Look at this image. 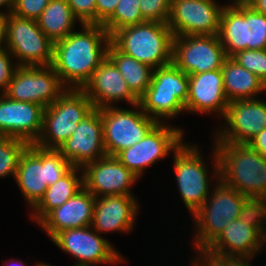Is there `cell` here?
Here are the masks:
<instances>
[{
	"label": "cell",
	"mask_w": 266,
	"mask_h": 266,
	"mask_svg": "<svg viewBox=\"0 0 266 266\" xmlns=\"http://www.w3.org/2000/svg\"><path fill=\"white\" fill-rule=\"evenodd\" d=\"M94 109L82 89L67 88L52 105L44 109L42 133L35 144L45 149H59L78 123Z\"/></svg>",
	"instance_id": "obj_7"
},
{
	"label": "cell",
	"mask_w": 266,
	"mask_h": 266,
	"mask_svg": "<svg viewBox=\"0 0 266 266\" xmlns=\"http://www.w3.org/2000/svg\"><path fill=\"white\" fill-rule=\"evenodd\" d=\"M198 146L184 142L173 153L174 174L185 207L193 215L210 196V176ZM209 176V177H208Z\"/></svg>",
	"instance_id": "obj_12"
},
{
	"label": "cell",
	"mask_w": 266,
	"mask_h": 266,
	"mask_svg": "<svg viewBox=\"0 0 266 266\" xmlns=\"http://www.w3.org/2000/svg\"><path fill=\"white\" fill-rule=\"evenodd\" d=\"M226 58L218 35L173 37L172 62L188 75L221 69Z\"/></svg>",
	"instance_id": "obj_16"
},
{
	"label": "cell",
	"mask_w": 266,
	"mask_h": 266,
	"mask_svg": "<svg viewBox=\"0 0 266 266\" xmlns=\"http://www.w3.org/2000/svg\"><path fill=\"white\" fill-rule=\"evenodd\" d=\"M263 90L266 91V80H265V82L263 83Z\"/></svg>",
	"instance_id": "obj_47"
},
{
	"label": "cell",
	"mask_w": 266,
	"mask_h": 266,
	"mask_svg": "<svg viewBox=\"0 0 266 266\" xmlns=\"http://www.w3.org/2000/svg\"><path fill=\"white\" fill-rule=\"evenodd\" d=\"M96 197L83 188L62 206L50 211L39 223L52 239L66 229L91 226Z\"/></svg>",
	"instance_id": "obj_25"
},
{
	"label": "cell",
	"mask_w": 266,
	"mask_h": 266,
	"mask_svg": "<svg viewBox=\"0 0 266 266\" xmlns=\"http://www.w3.org/2000/svg\"><path fill=\"white\" fill-rule=\"evenodd\" d=\"M35 266H52V265L46 264L45 262L44 263L37 262V264L35 263Z\"/></svg>",
	"instance_id": "obj_46"
},
{
	"label": "cell",
	"mask_w": 266,
	"mask_h": 266,
	"mask_svg": "<svg viewBox=\"0 0 266 266\" xmlns=\"http://www.w3.org/2000/svg\"><path fill=\"white\" fill-rule=\"evenodd\" d=\"M220 266H252L249 260L253 258L224 256L218 253H208Z\"/></svg>",
	"instance_id": "obj_38"
},
{
	"label": "cell",
	"mask_w": 266,
	"mask_h": 266,
	"mask_svg": "<svg viewBox=\"0 0 266 266\" xmlns=\"http://www.w3.org/2000/svg\"><path fill=\"white\" fill-rule=\"evenodd\" d=\"M10 260H11V262H10L11 264L7 261L8 265H6V263H5V265H3V266H10V265L13 266L14 264H15V265L17 264L16 266H18V264H19L20 266H26L23 262H21V261H17V259H16V261H14V262H15L14 264L12 263V261H13L12 258H11ZM16 262H17V263H16ZM12 264H13V265H12ZM33 266H35V265H33Z\"/></svg>",
	"instance_id": "obj_45"
},
{
	"label": "cell",
	"mask_w": 266,
	"mask_h": 266,
	"mask_svg": "<svg viewBox=\"0 0 266 266\" xmlns=\"http://www.w3.org/2000/svg\"><path fill=\"white\" fill-rule=\"evenodd\" d=\"M170 124L158 123L140 142L115 157L138 178L143 171L158 160L176 152L184 143V130Z\"/></svg>",
	"instance_id": "obj_13"
},
{
	"label": "cell",
	"mask_w": 266,
	"mask_h": 266,
	"mask_svg": "<svg viewBox=\"0 0 266 266\" xmlns=\"http://www.w3.org/2000/svg\"><path fill=\"white\" fill-rule=\"evenodd\" d=\"M51 0H14L12 12L14 15L37 20Z\"/></svg>",
	"instance_id": "obj_34"
},
{
	"label": "cell",
	"mask_w": 266,
	"mask_h": 266,
	"mask_svg": "<svg viewBox=\"0 0 266 266\" xmlns=\"http://www.w3.org/2000/svg\"><path fill=\"white\" fill-rule=\"evenodd\" d=\"M248 144L255 149L258 153L266 156V128H264L260 133L254 136Z\"/></svg>",
	"instance_id": "obj_39"
},
{
	"label": "cell",
	"mask_w": 266,
	"mask_h": 266,
	"mask_svg": "<svg viewBox=\"0 0 266 266\" xmlns=\"http://www.w3.org/2000/svg\"><path fill=\"white\" fill-rule=\"evenodd\" d=\"M79 24H96V0H66Z\"/></svg>",
	"instance_id": "obj_35"
},
{
	"label": "cell",
	"mask_w": 266,
	"mask_h": 266,
	"mask_svg": "<svg viewBox=\"0 0 266 266\" xmlns=\"http://www.w3.org/2000/svg\"><path fill=\"white\" fill-rule=\"evenodd\" d=\"M0 136L13 137L35 144L43 128L44 107L15 101L0 93Z\"/></svg>",
	"instance_id": "obj_21"
},
{
	"label": "cell",
	"mask_w": 266,
	"mask_h": 266,
	"mask_svg": "<svg viewBox=\"0 0 266 266\" xmlns=\"http://www.w3.org/2000/svg\"><path fill=\"white\" fill-rule=\"evenodd\" d=\"M53 44L39 28L37 20L8 14L5 48L18 66L52 65Z\"/></svg>",
	"instance_id": "obj_10"
},
{
	"label": "cell",
	"mask_w": 266,
	"mask_h": 266,
	"mask_svg": "<svg viewBox=\"0 0 266 266\" xmlns=\"http://www.w3.org/2000/svg\"><path fill=\"white\" fill-rule=\"evenodd\" d=\"M230 5L248 4L251 0H231Z\"/></svg>",
	"instance_id": "obj_44"
},
{
	"label": "cell",
	"mask_w": 266,
	"mask_h": 266,
	"mask_svg": "<svg viewBox=\"0 0 266 266\" xmlns=\"http://www.w3.org/2000/svg\"><path fill=\"white\" fill-rule=\"evenodd\" d=\"M211 174L216 181L212 194L205 203L192 215L196 228L193 246L196 250H205L218 235L235 219L245 215L255 204L238 190L219 180L218 159L215 147L212 148Z\"/></svg>",
	"instance_id": "obj_2"
},
{
	"label": "cell",
	"mask_w": 266,
	"mask_h": 266,
	"mask_svg": "<svg viewBox=\"0 0 266 266\" xmlns=\"http://www.w3.org/2000/svg\"><path fill=\"white\" fill-rule=\"evenodd\" d=\"M224 6L215 0H171L167 25L173 37L218 35Z\"/></svg>",
	"instance_id": "obj_17"
},
{
	"label": "cell",
	"mask_w": 266,
	"mask_h": 266,
	"mask_svg": "<svg viewBox=\"0 0 266 266\" xmlns=\"http://www.w3.org/2000/svg\"><path fill=\"white\" fill-rule=\"evenodd\" d=\"M120 0H96V24H103L115 11Z\"/></svg>",
	"instance_id": "obj_37"
},
{
	"label": "cell",
	"mask_w": 266,
	"mask_h": 266,
	"mask_svg": "<svg viewBox=\"0 0 266 266\" xmlns=\"http://www.w3.org/2000/svg\"><path fill=\"white\" fill-rule=\"evenodd\" d=\"M107 57L115 64L131 92L140 99L151 83L153 68L120 52L112 43L108 47Z\"/></svg>",
	"instance_id": "obj_28"
},
{
	"label": "cell",
	"mask_w": 266,
	"mask_h": 266,
	"mask_svg": "<svg viewBox=\"0 0 266 266\" xmlns=\"http://www.w3.org/2000/svg\"><path fill=\"white\" fill-rule=\"evenodd\" d=\"M222 118L225 125L214 133L215 139L234 144H248L266 128V101L257 97L230 102Z\"/></svg>",
	"instance_id": "obj_18"
},
{
	"label": "cell",
	"mask_w": 266,
	"mask_h": 266,
	"mask_svg": "<svg viewBox=\"0 0 266 266\" xmlns=\"http://www.w3.org/2000/svg\"><path fill=\"white\" fill-rule=\"evenodd\" d=\"M219 39L227 57L247 49H266V16L248 4L224 6Z\"/></svg>",
	"instance_id": "obj_8"
},
{
	"label": "cell",
	"mask_w": 266,
	"mask_h": 266,
	"mask_svg": "<svg viewBox=\"0 0 266 266\" xmlns=\"http://www.w3.org/2000/svg\"><path fill=\"white\" fill-rule=\"evenodd\" d=\"M8 14L0 12V50L5 48V38H6V20Z\"/></svg>",
	"instance_id": "obj_41"
},
{
	"label": "cell",
	"mask_w": 266,
	"mask_h": 266,
	"mask_svg": "<svg viewBox=\"0 0 266 266\" xmlns=\"http://www.w3.org/2000/svg\"><path fill=\"white\" fill-rule=\"evenodd\" d=\"M171 0H140V10L145 21L167 23Z\"/></svg>",
	"instance_id": "obj_33"
},
{
	"label": "cell",
	"mask_w": 266,
	"mask_h": 266,
	"mask_svg": "<svg viewBox=\"0 0 266 266\" xmlns=\"http://www.w3.org/2000/svg\"><path fill=\"white\" fill-rule=\"evenodd\" d=\"M239 65L255 74L263 83L266 80V49H247L231 57Z\"/></svg>",
	"instance_id": "obj_32"
},
{
	"label": "cell",
	"mask_w": 266,
	"mask_h": 266,
	"mask_svg": "<svg viewBox=\"0 0 266 266\" xmlns=\"http://www.w3.org/2000/svg\"><path fill=\"white\" fill-rule=\"evenodd\" d=\"M13 5H14V0H0V12H2L1 8L6 9V14H9L12 12L13 9Z\"/></svg>",
	"instance_id": "obj_43"
},
{
	"label": "cell",
	"mask_w": 266,
	"mask_h": 266,
	"mask_svg": "<svg viewBox=\"0 0 266 266\" xmlns=\"http://www.w3.org/2000/svg\"><path fill=\"white\" fill-rule=\"evenodd\" d=\"M197 257L191 261L192 266H220L205 250H196ZM190 265V266H191Z\"/></svg>",
	"instance_id": "obj_40"
},
{
	"label": "cell",
	"mask_w": 266,
	"mask_h": 266,
	"mask_svg": "<svg viewBox=\"0 0 266 266\" xmlns=\"http://www.w3.org/2000/svg\"><path fill=\"white\" fill-rule=\"evenodd\" d=\"M224 91L230 102L255 99L263 90V82L252 72L243 68L231 57L222 65Z\"/></svg>",
	"instance_id": "obj_27"
},
{
	"label": "cell",
	"mask_w": 266,
	"mask_h": 266,
	"mask_svg": "<svg viewBox=\"0 0 266 266\" xmlns=\"http://www.w3.org/2000/svg\"><path fill=\"white\" fill-rule=\"evenodd\" d=\"M53 44L52 67L66 88L82 89L107 58L111 38L101 24H81Z\"/></svg>",
	"instance_id": "obj_1"
},
{
	"label": "cell",
	"mask_w": 266,
	"mask_h": 266,
	"mask_svg": "<svg viewBox=\"0 0 266 266\" xmlns=\"http://www.w3.org/2000/svg\"><path fill=\"white\" fill-rule=\"evenodd\" d=\"M265 241L266 206L255 204L245 215L232 221L205 251L253 258L256 253L264 250Z\"/></svg>",
	"instance_id": "obj_9"
},
{
	"label": "cell",
	"mask_w": 266,
	"mask_h": 266,
	"mask_svg": "<svg viewBox=\"0 0 266 266\" xmlns=\"http://www.w3.org/2000/svg\"><path fill=\"white\" fill-rule=\"evenodd\" d=\"M79 172H81V175L78 174ZM83 188L82 168L73 167L56 183L47 187L44 196L31 209V219L38 224L50 211L62 206L69 198L75 196Z\"/></svg>",
	"instance_id": "obj_26"
},
{
	"label": "cell",
	"mask_w": 266,
	"mask_h": 266,
	"mask_svg": "<svg viewBox=\"0 0 266 266\" xmlns=\"http://www.w3.org/2000/svg\"><path fill=\"white\" fill-rule=\"evenodd\" d=\"M212 146L218 159L219 180L247 196L254 204L266 206V156L249 144L214 138Z\"/></svg>",
	"instance_id": "obj_3"
},
{
	"label": "cell",
	"mask_w": 266,
	"mask_h": 266,
	"mask_svg": "<svg viewBox=\"0 0 266 266\" xmlns=\"http://www.w3.org/2000/svg\"><path fill=\"white\" fill-rule=\"evenodd\" d=\"M132 107V110L118 106L100 109L107 156L115 157L120 151L140 142L158 124L142 111L139 104Z\"/></svg>",
	"instance_id": "obj_11"
},
{
	"label": "cell",
	"mask_w": 266,
	"mask_h": 266,
	"mask_svg": "<svg viewBox=\"0 0 266 266\" xmlns=\"http://www.w3.org/2000/svg\"><path fill=\"white\" fill-rule=\"evenodd\" d=\"M111 43L153 69L172 62L173 34L167 23L145 21L117 30Z\"/></svg>",
	"instance_id": "obj_5"
},
{
	"label": "cell",
	"mask_w": 266,
	"mask_h": 266,
	"mask_svg": "<svg viewBox=\"0 0 266 266\" xmlns=\"http://www.w3.org/2000/svg\"><path fill=\"white\" fill-rule=\"evenodd\" d=\"M84 188L96 198L133 195L138 178L114 156H105L82 167ZM100 195V196H99Z\"/></svg>",
	"instance_id": "obj_19"
},
{
	"label": "cell",
	"mask_w": 266,
	"mask_h": 266,
	"mask_svg": "<svg viewBox=\"0 0 266 266\" xmlns=\"http://www.w3.org/2000/svg\"><path fill=\"white\" fill-rule=\"evenodd\" d=\"M189 94L185 109L189 113L208 114L217 112L224 116L229 100L224 91L221 69L188 75Z\"/></svg>",
	"instance_id": "obj_23"
},
{
	"label": "cell",
	"mask_w": 266,
	"mask_h": 266,
	"mask_svg": "<svg viewBox=\"0 0 266 266\" xmlns=\"http://www.w3.org/2000/svg\"><path fill=\"white\" fill-rule=\"evenodd\" d=\"M77 18L66 0H51L37 19L39 28L54 43L73 32Z\"/></svg>",
	"instance_id": "obj_29"
},
{
	"label": "cell",
	"mask_w": 266,
	"mask_h": 266,
	"mask_svg": "<svg viewBox=\"0 0 266 266\" xmlns=\"http://www.w3.org/2000/svg\"><path fill=\"white\" fill-rule=\"evenodd\" d=\"M255 11L266 16V0H251L248 3Z\"/></svg>",
	"instance_id": "obj_42"
},
{
	"label": "cell",
	"mask_w": 266,
	"mask_h": 266,
	"mask_svg": "<svg viewBox=\"0 0 266 266\" xmlns=\"http://www.w3.org/2000/svg\"><path fill=\"white\" fill-rule=\"evenodd\" d=\"M67 88L49 66H18L4 95L15 101L52 105Z\"/></svg>",
	"instance_id": "obj_14"
},
{
	"label": "cell",
	"mask_w": 266,
	"mask_h": 266,
	"mask_svg": "<svg viewBox=\"0 0 266 266\" xmlns=\"http://www.w3.org/2000/svg\"><path fill=\"white\" fill-rule=\"evenodd\" d=\"M73 167L58 149H45L30 144L20 158L14 180L32 209L44 196L47 187L56 183Z\"/></svg>",
	"instance_id": "obj_4"
},
{
	"label": "cell",
	"mask_w": 266,
	"mask_h": 266,
	"mask_svg": "<svg viewBox=\"0 0 266 266\" xmlns=\"http://www.w3.org/2000/svg\"><path fill=\"white\" fill-rule=\"evenodd\" d=\"M29 145L18 138L0 136V178L11 175L15 179L20 158Z\"/></svg>",
	"instance_id": "obj_31"
},
{
	"label": "cell",
	"mask_w": 266,
	"mask_h": 266,
	"mask_svg": "<svg viewBox=\"0 0 266 266\" xmlns=\"http://www.w3.org/2000/svg\"><path fill=\"white\" fill-rule=\"evenodd\" d=\"M52 242L77 261L73 266H97L125 261L121 253L91 226L66 229L58 232Z\"/></svg>",
	"instance_id": "obj_15"
},
{
	"label": "cell",
	"mask_w": 266,
	"mask_h": 266,
	"mask_svg": "<svg viewBox=\"0 0 266 266\" xmlns=\"http://www.w3.org/2000/svg\"><path fill=\"white\" fill-rule=\"evenodd\" d=\"M12 57V58H11ZM13 56L6 49L3 48L0 50V89L1 93H3L7 88L9 82L12 80V76L18 67L15 63L13 64Z\"/></svg>",
	"instance_id": "obj_36"
},
{
	"label": "cell",
	"mask_w": 266,
	"mask_h": 266,
	"mask_svg": "<svg viewBox=\"0 0 266 266\" xmlns=\"http://www.w3.org/2000/svg\"><path fill=\"white\" fill-rule=\"evenodd\" d=\"M82 90L97 109L114 107V103L118 101H126L132 106L139 104V99L131 92L127 82L108 57L94 71Z\"/></svg>",
	"instance_id": "obj_22"
},
{
	"label": "cell",
	"mask_w": 266,
	"mask_h": 266,
	"mask_svg": "<svg viewBox=\"0 0 266 266\" xmlns=\"http://www.w3.org/2000/svg\"><path fill=\"white\" fill-rule=\"evenodd\" d=\"M74 167L105 157L103 144V122L100 109L95 108L78 123L72 135L58 149Z\"/></svg>",
	"instance_id": "obj_20"
},
{
	"label": "cell",
	"mask_w": 266,
	"mask_h": 266,
	"mask_svg": "<svg viewBox=\"0 0 266 266\" xmlns=\"http://www.w3.org/2000/svg\"><path fill=\"white\" fill-rule=\"evenodd\" d=\"M188 94V74L171 62L153 69L151 83L139 105L147 116L164 123L163 120H172L180 112H186Z\"/></svg>",
	"instance_id": "obj_6"
},
{
	"label": "cell",
	"mask_w": 266,
	"mask_h": 266,
	"mask_svg": "<svg viewBox=\"0 0 266 266\" xmlns=\"http://www.w3.org/2000/svg\"><path fill=\"white\" fill-rule=\"evenodd\" d=\"M140 0H120L114 13L102 24L111 37L117 30L145 22Z\"/></svg>",
	"instance_id": "obj_30"
},
{
	"label": "cell",
	"mask_w": 266,
	"mask_h": 266,
	"mask_svg": "<svg viewBox=\"0 0 266 266\" xmlns=\"http://www.w3.org/2000/svg\"><path fill=\"white\" fill-rule=\"evenodd\" d=\"M139 203L134 195H111L96 198L91 227L98 233L133 230Z\"/></svg>",
	"instance_id": "obj_24"
}]
</instances>
